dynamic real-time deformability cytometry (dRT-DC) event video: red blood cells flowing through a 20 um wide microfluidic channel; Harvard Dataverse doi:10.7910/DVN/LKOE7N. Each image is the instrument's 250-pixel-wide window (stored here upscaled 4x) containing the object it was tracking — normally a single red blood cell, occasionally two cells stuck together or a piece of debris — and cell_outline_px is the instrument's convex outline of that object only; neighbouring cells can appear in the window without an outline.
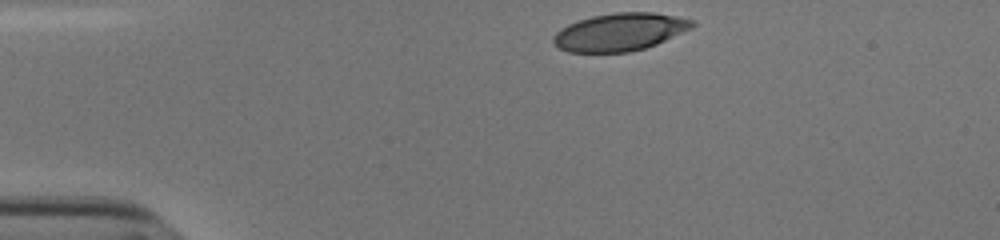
{"species": "human", "species_latin": "Homo sapiens", "temperature_condition": "cold", "stored_images_in_passage": 33, "camera_frame_rate_fps": 3000, "um_per_image_px": 0.085, "donor": {"sex": "male"}, "frame": {"image": 1, "passage_image": 1, "time_ms": 0.0, "image_size_px": [1000, 240], "cell_outline_px": [[696, 24], [692, 28], [656, 44], [644, 48], [628, 52], [568, 52], [552, 44], [552, 36], [560, 28], [568, 24], [592, 16], [616, 12], [652, 12], [676, 16], [696, 20]], "centroid_in_image_um": [52.68, 2.71], "position_along_channel_um": 32.3, "area_um2": 30.58}}
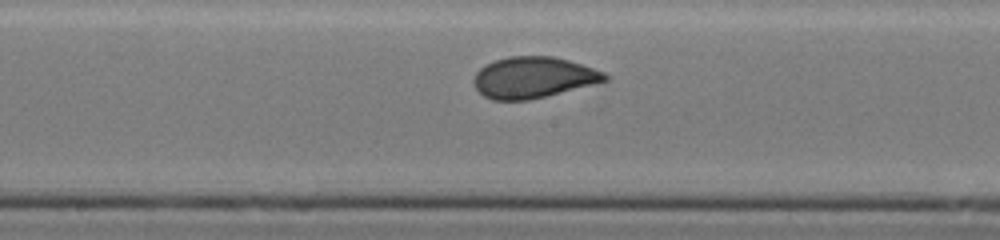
{"frame": {"image": 2, "passage_image": 19, "time_ms": 6.0, "image_size_px": [1000, 240], "cell_outline_px": [[608, 80], [528, 100], [492, 100], [484, 96], [476, 88], [472, 80], [476, 72], [484, 64], [492, 60], [508, 56], [552, 56], [568, 60], [604, 72], [608, 76]], "centroid_in_image_um": [45.26, 6.57], "position_along_channel_um": 202.9, "area_um2": 31.21}}
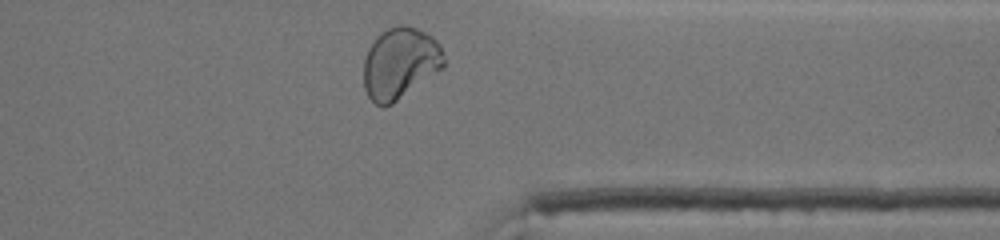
{"frame": {"image": 3, "passage_image": 33, "time_ms": 10.667, "image_size_px": [1000, 240], "cell_outline_px": [[444, 68], [392, 104], [384, 108], [376, 104], [368, 96], [364, 88], [364, 56], [368, 48], [376, 36], [380, 32], [388, 28], [400, 24], [408, 24], [432, 36], [440, 44], [444, 56]], "centroid_in_image_um": [34.0, 5.36], "position_along_channel_um": 377.4, "area_um2": 33.76}, "authors_computed_cell_mechanics": {"area_um2": 31.2698, "velocity_mm_per_s": 3.8177, "shape_relaxation_time_tau1_ms": 4.6898, "shape_relaxation_time_tau2_ms": null, "deformation_change_tau1": 0.1706, "deformation_change_tau2": null}}